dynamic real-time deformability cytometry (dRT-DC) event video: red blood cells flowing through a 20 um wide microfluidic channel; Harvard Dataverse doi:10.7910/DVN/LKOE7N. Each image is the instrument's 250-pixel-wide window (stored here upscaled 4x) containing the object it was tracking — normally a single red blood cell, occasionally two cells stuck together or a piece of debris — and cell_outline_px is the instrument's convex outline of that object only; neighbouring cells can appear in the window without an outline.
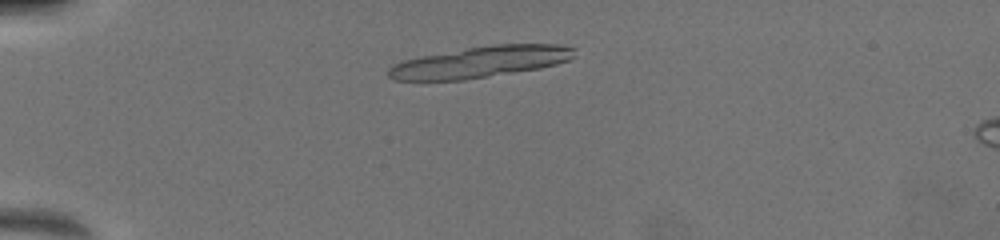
{"species": "common noctule bat (a hibernating species)", "species_latin": "Nyctalus noctula", "temperature_condition": "warm", "stored_images_in_passage": 33, "camera_frame_rate_fps": 3000, "um_per_image_px": 0.085, "animal": {"sex": "female", "body_mass_g": 19.5, "forearm_length_mm": 54.1}, "frame": {"image": 1, "passage_image": 14, "time_ms": 3.0, "image_size_px": [1000, 240], "cell_outline_px": [[576, 56], [568, 60], [556, 64], [540, 68], [464, 80], [392, 80], [388, 76], [388, 68], [392, 64], [400, 60], [420, 56], [492, 44], [556, 44], [576, 48]], "centroid_in_image_um": [40.82, 5.26], "position_along_channel_um": 44.2, "area_um2": 33.99}}